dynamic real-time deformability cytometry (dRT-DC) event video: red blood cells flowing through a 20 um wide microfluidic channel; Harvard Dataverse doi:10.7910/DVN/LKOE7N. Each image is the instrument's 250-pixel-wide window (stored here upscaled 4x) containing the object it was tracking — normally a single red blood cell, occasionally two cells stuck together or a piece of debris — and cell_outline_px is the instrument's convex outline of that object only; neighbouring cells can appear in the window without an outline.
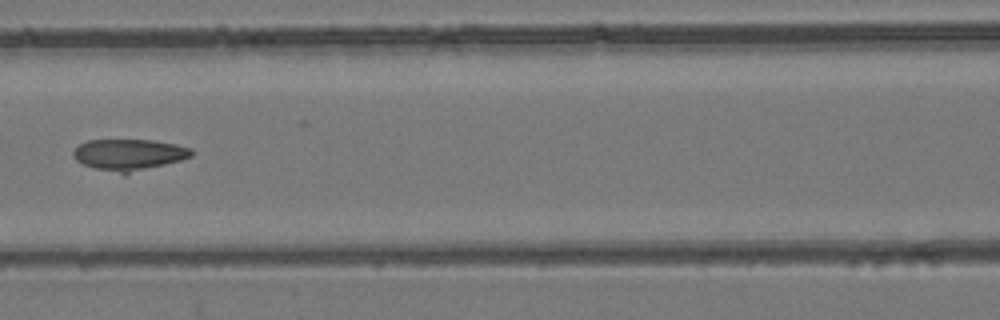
{"species": "common noctule bat (a hibernating species)", "species_latin": "Nyctalus noctula", "temperature_condition": "room temperature", "stored_images_in_passage": 6, "camera_frame_rate_fps": 3000, "um_per_image_px": 0.085, "animal": {"sex": "female", "body_mass_g": 24.6, "forearm_length_mm": 56.2}, "frame": {"image": 1, "passage_image": 6, "time_ms": 6.0, "image_size_px": [1000, 320], "cell_outline_px": [[192, 156], [180, 160], [124, 176], [96, 168], [84, 164], [76, 160], [72, 156], [72, 152], [80, 144], [88, 140], [152, 140], [176, 144], [192, 148]], "centroid_in_image_um": [10.96, 13.17], "position_along_channel_um": 155.6, "area_um2": 21.79}}